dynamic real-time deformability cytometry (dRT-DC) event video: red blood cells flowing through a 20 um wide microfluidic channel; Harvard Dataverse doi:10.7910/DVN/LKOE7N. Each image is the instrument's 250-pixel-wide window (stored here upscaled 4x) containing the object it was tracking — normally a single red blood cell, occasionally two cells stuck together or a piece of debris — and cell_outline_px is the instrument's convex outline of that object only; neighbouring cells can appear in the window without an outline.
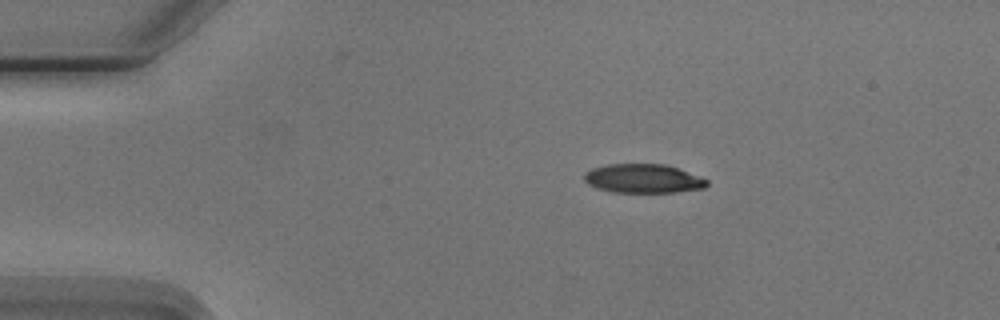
{"species": "Egyptian fruit bat (a non-hibernating species)", "species_latin": "Rousettus aegyptiacus", "temperature_condition": "cold", "stored_images_in_passage": 8, "camera_frame_rate_fps": 3000, "um_per_image_px": 0.085, "animal": {"sex": "male"}, "frame": {"image": 1, "passage_image": 1, "time_ms": 0.0, "image_size_px": [1000, 320], "cell_outline_px": [[708, 184], [704, 188], [676, 192], [612, 192], [596, 188], [588, 184], [584, 180], [584, 172], [592, 168], [608, 164], [664, 164], [676, 168], [708, 180]], "centroid_in_image_um": [54.62, 15.18], "position_along_channel_um": 30.4, "area_um2": 20.58}}
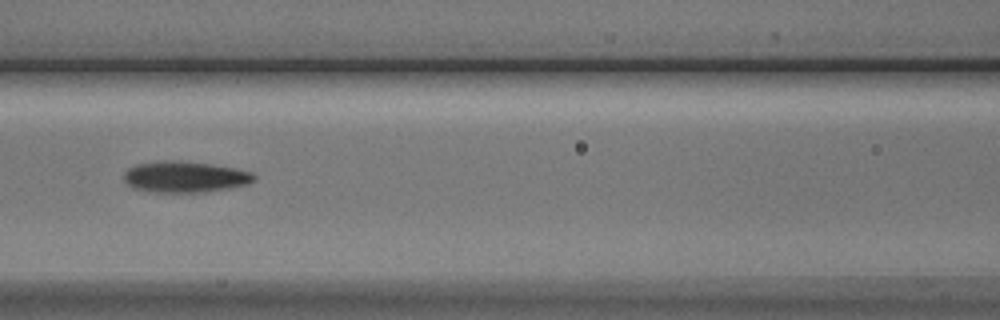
{"frame": {"image": 2, "passage_image": 5, "time_ms": 4.667, "image_size_px": [1000, 320], "cell_outline_px": [[256, 180], [248, 184], [232, 188], [204, 192], [148, 192], [132, 188], [124, 180], [124, 172], [128, 168], [136, 164], [164, 160], [172, 160], [208, 164], [236, 168], [252, 172], [256, 176]], "centroid_in_image_um": [15.72, 15.04], "position_along_channel_um": 150.9, "area_um2": 23.81}}
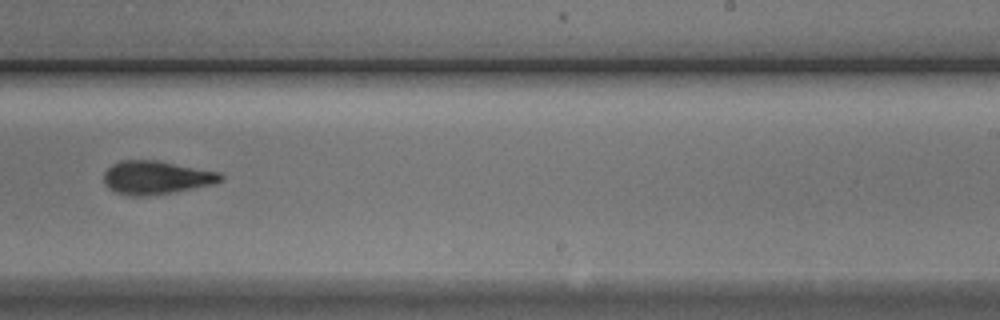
{"frame": {"image": 3, "passage_image": 8, "time_ms": 8.0, "image_size_px": [1000, 320], "cell_outline_px": [[224, 180], [212, 184], [176, 192], [144, 196], [132, 196], [112, 192], [104, 184], [104, 172], [112, 164], [120, 160], [156, 160], [220, 172], [224, 176]], "centroid_in_image_um": [13.26, 15.1], "position_along_channel_um": 275.7, "area_um2": 22.95}}